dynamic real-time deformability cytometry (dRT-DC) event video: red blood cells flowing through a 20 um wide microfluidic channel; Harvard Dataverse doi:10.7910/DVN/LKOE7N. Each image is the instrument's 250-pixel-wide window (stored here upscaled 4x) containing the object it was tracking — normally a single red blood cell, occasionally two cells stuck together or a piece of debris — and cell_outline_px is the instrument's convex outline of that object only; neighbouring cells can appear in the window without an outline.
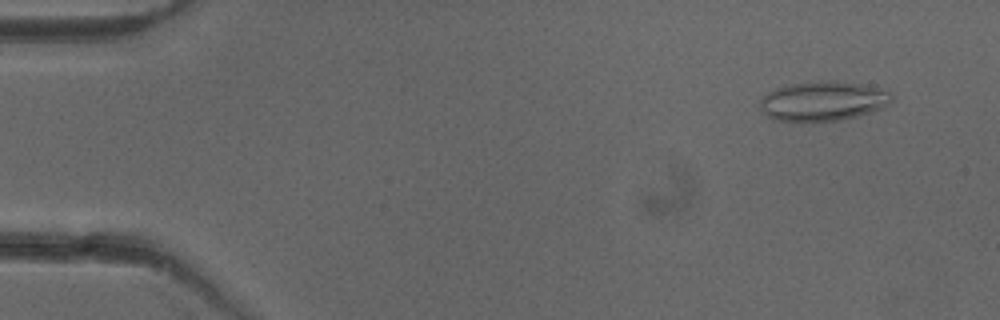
{"species": "common noctule bat (a hibernating species)", "species_latin": "Nyctalus noctula", "temperature_condition": "cold", "stored_images_in_passage": 51, "camera_frame_rate_fps": 3000, "um_per_image_px": 0.085, "animal": {"sex": "female"}, "frame": {"image": 1, "passage_image": 4, "time_ms": 1.0, "image_size_px": [1000, 320], "cell_outline_px": [[892, 100], [884, 108], [856, 116], [836, 120], [772, 120], [760, 108], [760, 100], [768, 92], [776, 88], [792, 84], [820, 80], [836, 80], [860, 84], [892, 92]], "centroid_in_image_um": [69.97, 8.57], "position_along_channel_um": 15.0, "area_um2": 30.0}}
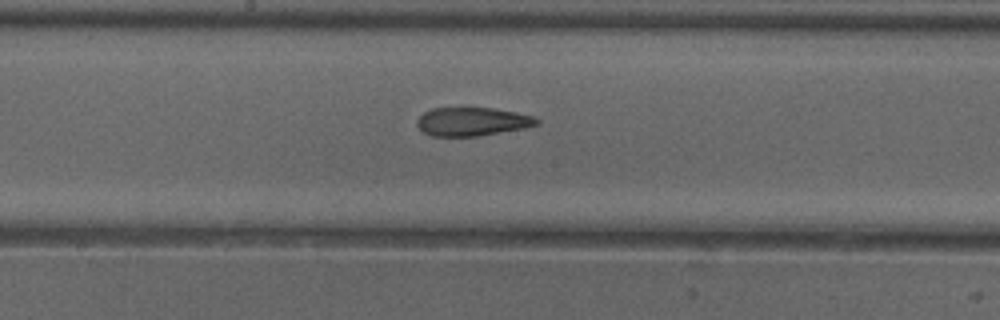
{"frame": {"image": 2, "passage_image": 27, "time_ms": 8.667, "image_size_px": [1000, 320], "cell_outline_px": [[540, 124], [524, 128], [476, 136], [432, 136], [424, 132], [416, 124], [416, 120], [424, 112], [432, 108], [492, 108], [516, 112], [536, 116], [540, 120]], "centroid_in_image_um": [40.16, 10.33], "position_along_channel_um": 208.0, "area_um2": 19.88}}
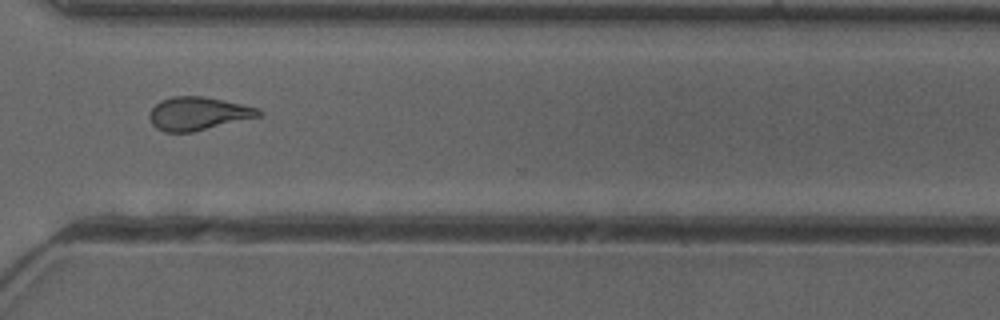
{"frame": {"image": 3, "passage_image": 38, "time_ms": 12.333, "image_size_px": [1000, 320], "cell_outline_px": [[264, 112], [260, 116], [192, 132], [164, 132], [156, 128], [152, 124], [148, 116], [148, 112], [160, 100], [172, 96], [204, 96], [240, 104], [256, 108]], "centroid_in_image_um": [16.78, 9.65], "position_along_channel_um": 353.8, "area_um2": 21.04}, "authors_computed_cell_mechanics": {"area_um2": 21.2126, "velocity_mm_per_s": 3.9923, "shape_relaxation_time_tau1_ms": null, "shape_relaxation_time_tau2_ms": 2.5122, "deformation_change_tau1": null, "deformation_change_tau2": 0.1196}}